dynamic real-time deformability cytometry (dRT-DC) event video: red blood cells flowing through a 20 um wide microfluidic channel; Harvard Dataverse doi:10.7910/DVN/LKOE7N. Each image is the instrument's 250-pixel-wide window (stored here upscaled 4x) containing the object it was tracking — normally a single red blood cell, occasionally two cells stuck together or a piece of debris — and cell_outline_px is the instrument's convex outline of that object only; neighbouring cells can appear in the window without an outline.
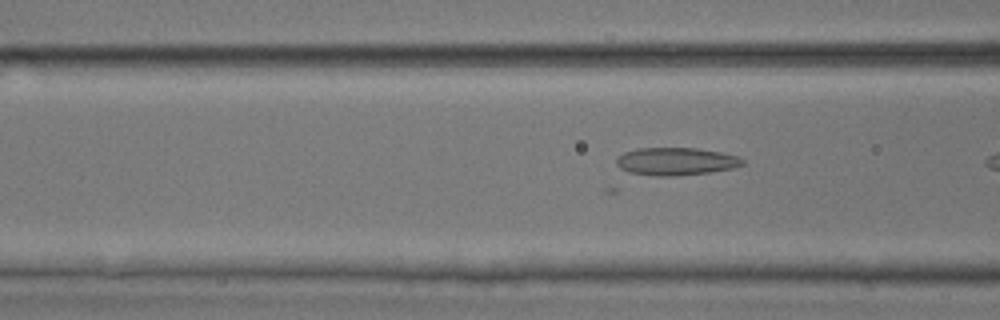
{"species": "common noctule bat (a hibernating species)", "species_latin": "Nyctalus noctula", "temperature_condition": "room temperature", "stored_images_in_passage": 7, "camera_frame_rate_fps": 3000, "um_per_image_px": 0.085, "animal": {"sex": "male", "body_mass_g": 17.9, "forearm_length_mm": 54.2}, "frame": {"image": 1, "passage_image": 6, "time_ms": 1.667, "image_size_px": [1000, 320], "cell_outline_px": [[744, 164], [732, 168], [712, 172], [676, 176], [656, 176], [628, 172], [620, 168], [616, 164], [616, 156], [624, 152], [640, 148], [696, 148], [720, 152], [736, 156], [744, 160]], "centroid_in_image_um": [57.42, 13.72], "position_along_channel_um": 109.2, "area_um2": 20.4}}